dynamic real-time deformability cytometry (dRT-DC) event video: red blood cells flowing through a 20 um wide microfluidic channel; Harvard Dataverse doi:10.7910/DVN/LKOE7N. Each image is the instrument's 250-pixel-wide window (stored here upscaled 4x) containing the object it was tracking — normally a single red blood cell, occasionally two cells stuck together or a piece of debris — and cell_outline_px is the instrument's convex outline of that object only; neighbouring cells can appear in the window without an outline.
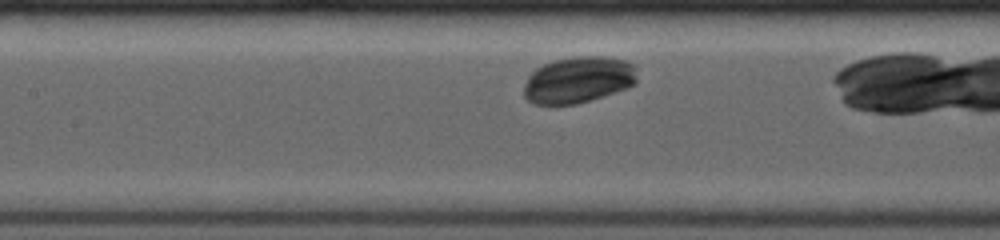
{"species": "common noctule bat (a hibernating species)", "species_latin": "Nyctalus noctula", "temperature_condition": "room temperature", "stored_images_in_passage": 17, "camera_frame_rate_fps": 4000, "um_per_image_px": 0.085, "animal": {"sex": "female", "body_mass_g": 19.0, "forearm_length_mm": 53.3}, "frame": {"image": 1, "passage_image": 8, "time_ms": 2.25, "image_size_px": [1000, 240], "cell_outline_px": [[636, 84], [576, 104], [536, 104], [528, 100], [524, 96], [524, 84], [528, 76], [536, 68], [544, 64], [556, 60], [576, 56], [604, 56], [628, 60], [636, 68]], "centroid_in_image_um": [49.15, 6.76], "position_along_channel_um": 158.2, "area_um2": 30.4}}